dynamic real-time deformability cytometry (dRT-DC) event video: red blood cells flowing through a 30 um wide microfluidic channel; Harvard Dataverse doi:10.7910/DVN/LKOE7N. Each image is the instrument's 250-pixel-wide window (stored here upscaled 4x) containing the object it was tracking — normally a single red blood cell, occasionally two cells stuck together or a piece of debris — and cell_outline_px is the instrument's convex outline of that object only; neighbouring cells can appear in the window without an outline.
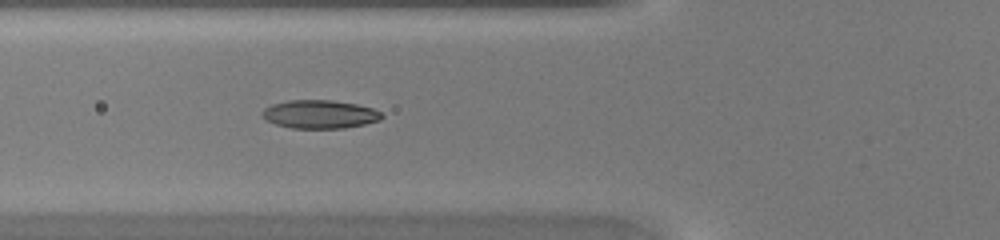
{"species": "common noctule bat (a hibernating species)", "species_latin": "Nyctalus noctula", "temperature_condition": "warm", "stored_images_in_passage": 43, "camera_frame_rate_fps": 3000, "um_per_image_px": 0.085, "animal": {"sex": "female", "body_mass_g": 20.0, "forearm_length_mm": 54.0}, "frame": {"image": 1, "passage_image": 15, "time_ms": 4.667, "image_size_px": [1000, 240], "cell_outline_px": [[384, 116], [380, 120], [364, 124], [344, 128], [292, 128], [276, 124], [264, 120], [260, 116], [260, 112], [264, 108], [272, 104], [288, 100], [332, 100], [356, 104], [372, 108], [380, 112]], "centroid_in_image_um": [27.13, 9.71], "position_along_channel_um": 98.7, "area_um2": 19.88}}
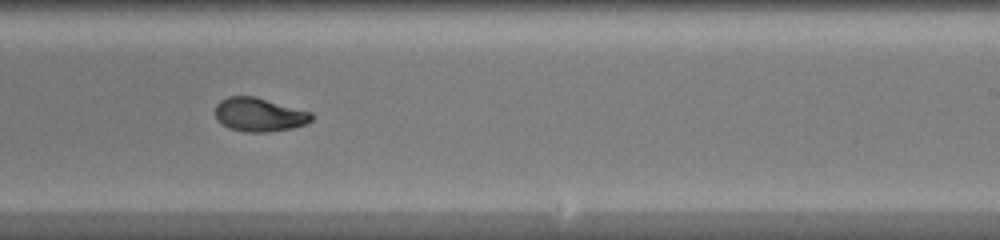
{"frame": {"image": 2, "passage_image": 26, "time_ms": 8.333, "image_size_px": [1000, 240], "cell_outline_px": [[312, 120], [304, 124], [292, 128], [268, 132], [244, 132], [228, 128], [216, 120], [216, 104], [220, 100], [228, 96], [256, 96], [312, 112]], "centroid_in_image_um": [22.01, 9.74], "position_along_channel_um": 267.0, "area_um2": 19.07}}
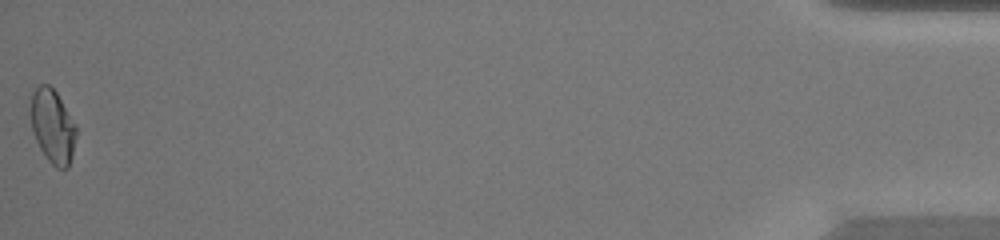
{"frame": {"image": 3, "passage_image": 43, "time_ms": 14.0, "image_size_px": [1000, 240], "cell_outline_px": [[76, 136], [68, 168], [56, 168], [48, 160], [40, 148], [36, 140], [32, 128], [32, 92], [40, 84], [48, 84], [56, 92], [76, 124]], "centroid_in_image_um": [4.49, 10.73], "position_along_channel_um": 430.7, "area_um2": 19.13}}